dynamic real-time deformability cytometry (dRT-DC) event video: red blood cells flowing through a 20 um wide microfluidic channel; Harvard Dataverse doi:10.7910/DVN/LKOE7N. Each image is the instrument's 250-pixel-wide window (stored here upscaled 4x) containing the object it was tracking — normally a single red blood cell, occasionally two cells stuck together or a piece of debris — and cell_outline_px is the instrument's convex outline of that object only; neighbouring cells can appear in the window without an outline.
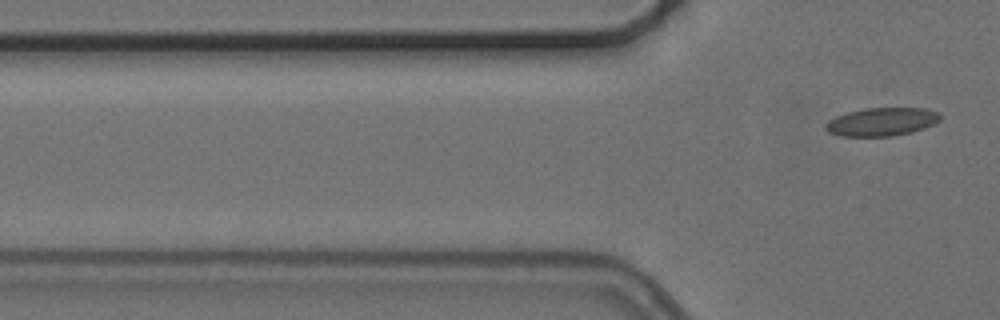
{"species": "common noctule bat (a hibernating species)", "species_latin": "Nyctalus noctula", "temperature_condition": "cold", "stored_images_in_passage": 5, "camera_frame_rate_fps": 3000, "um_per_image_px": 0.085, "animal": {"sex": "female", "body_mass_g": 24.6, "forearm_length_mm": 56.2}, "frame": {"image": 1, "passage_image": 5, "time_ms": 5.667, "image_size_px": [1000, 320], "cell_outline_px": [[940, 120], [924, 128], [912, 132], [892, 136], [840, 136], [828, 132], [824, 128], [824, 124], [828, 120], [836, 116], [848, 112], [864, 108], [924, 108], [940, 112]], "centroid_in_image_um": [74.92, 10.35], "position_along_channel_um": 50.9, "area_um2": 18.96}}